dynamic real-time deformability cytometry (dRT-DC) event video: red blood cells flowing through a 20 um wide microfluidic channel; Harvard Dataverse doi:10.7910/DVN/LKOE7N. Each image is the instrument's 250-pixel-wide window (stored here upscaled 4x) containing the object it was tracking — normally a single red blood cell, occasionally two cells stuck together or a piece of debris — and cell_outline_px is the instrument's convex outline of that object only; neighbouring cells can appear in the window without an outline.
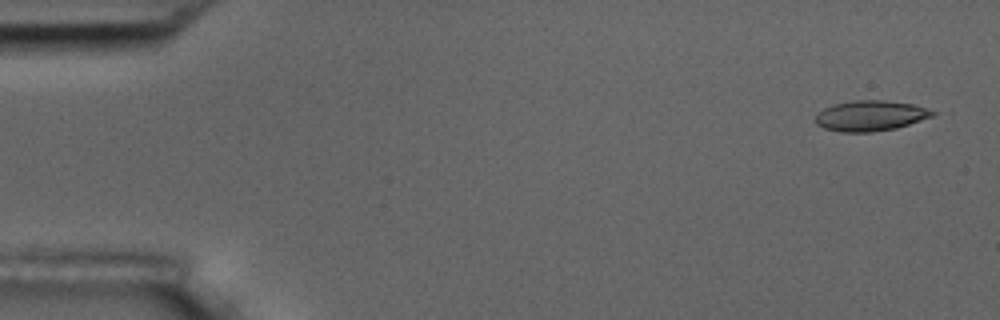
{"species": "common noctule bat (a hibernating species)", "species_latin": "Nyctalus noctula", "temperature_condition": "room temperature", "stored_images_in_passage": 54, "camera_frame_rate_fps": 3000, "um_per_image_px": 0.085, "animal": {"sex": "male", "body_mass_g": 17.5, "forearm_length_mm": 52.3}, "frame": {"image": 1, "passage_image": 1, "time_ms": 0.0, "image_size_px": [1000, 320], "cell_outline_px": [[936, 112], [932, 116], [896, 128], [872, 132], [840, 132], [824, 128], [816, 124], [816, 116], [824, 108], [832, 104], [852, 100], [884, 100], [912, 104]], "centroid_in_image_um": [73.94, 9.84], "position_along_channel_um": 11.1, "area_um2": 20.58}}
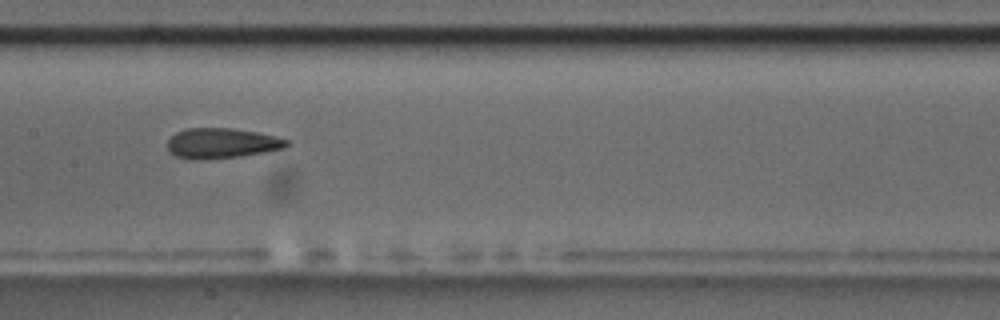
{"frame": {"image": 2, "passage_image": 26, "time_ms": 8.333, "image_size_px": [1000, 320], "cell_outline_px": [[292, 144], [284, 148], [264, 152], [240, 156], [200, 160], [188, 160], [176, 156], [168, 148], [168, 140], [176, 132], [188, 128], [232, 128], [256, 132], [288, 140]], "centroid_in_image_um": [18.84, 12.18], "position_along_channel_um": 188.6, "area_um2": 20.92}}
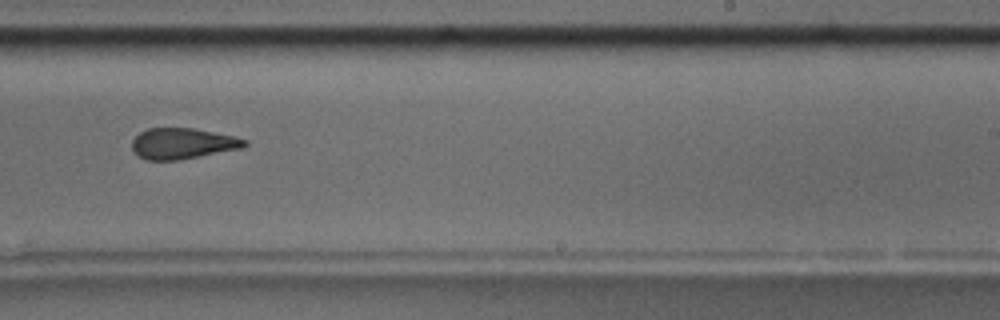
{"frame": {"image": 3, "passage_image": 33, "time_ms": 10.667, "image_size_px": [1000, 320], "cell_outline_px": [[248, 144], [244, 148], [180, 160], [148, 160], [132, 152], [132, 140], [140, 132], [148, 128], [192, 128], [236, 136], [248, 140]], "centroid_in_image_um": [15.55, 12.2], "position_along_channel_um": 273.4, "area_um2": 20.46}, "authors_computed_cell_mechanics": {"area_um2": 21.1837, "velocity_mm_per_s": 3.6536, "shape_relaxation_time_tau1_ms": 6.1338, "shape_relaxation_time_tau2_ms": 1.8864, "deformation_change_tau1": 0.1703, "deformation_change_tau2": 0.1095}}